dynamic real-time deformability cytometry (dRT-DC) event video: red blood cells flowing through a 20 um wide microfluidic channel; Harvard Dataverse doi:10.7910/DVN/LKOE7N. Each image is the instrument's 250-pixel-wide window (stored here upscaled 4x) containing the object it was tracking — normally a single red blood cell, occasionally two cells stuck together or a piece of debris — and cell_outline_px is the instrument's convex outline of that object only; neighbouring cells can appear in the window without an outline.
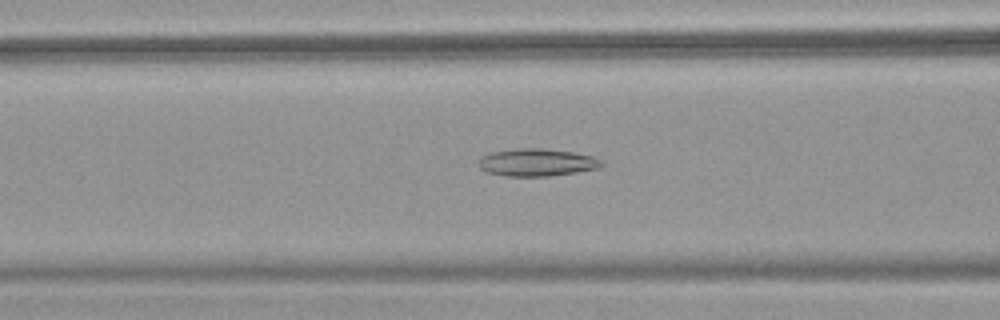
{"species": "common noctule bat (a hibernating species)", "species_latin": "Nyctalus noctula", "temperature_condition": "warm", "stored_images_in_passage": 38, "camera_frame_rate_fps": 3000, "um_per_image_px": 0.085, "animal": {"sex": "female", "body_mass_g": 18.4}, "frame": {"image": 1, "passage_image": 12, "time_ms": 3.667, "image_size_px": [1000, 320], "cell_outline_px": [[604, 164], [600, 168], [576, 172], [548, 176], [504, 176], [484, 172], [480, 168], [480, 156], [492, 152], [516, 148], [544, 148], [572, 152], [592, 156], [600, 160]], "centroid_in_image_um": [45.61, 13.8], "position_along_channel_um": 121.0, "area_um2": 19.77}}
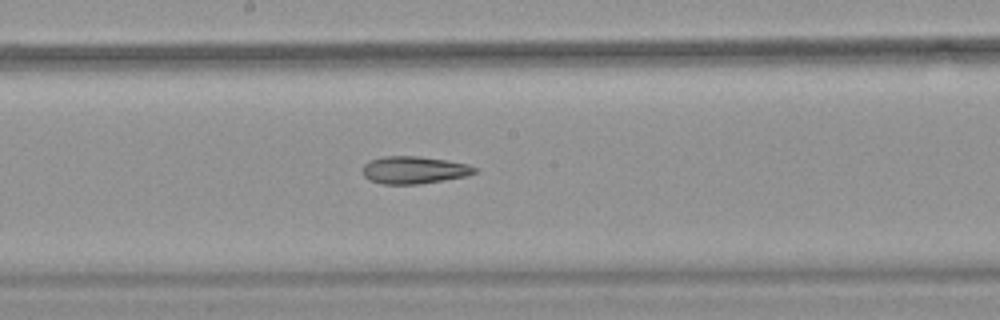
{"frame": {"image": 2, "passage_image": 19, "time_ms": 6.0, "image_size_px": [1000, 320], "cell_outline_px": [[476, 172], [468, 176], [420, 184], [384, 184], [368, 180], [364, 176], [360, 168], [368, 160], [384, 156], [420, 156], [448, 160], [468, 164], [476, 168]], "centroid_in_image_um": [35.16, 14.44], "position_along_channel_um": 213.0, "area_um2": 18.21}}
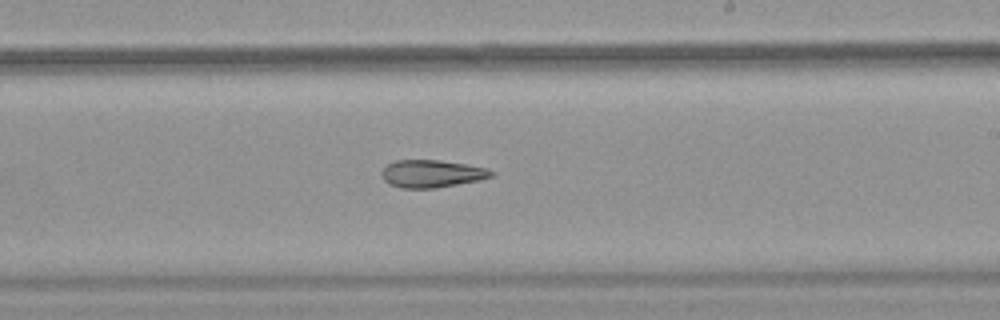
{"frame": {"image": 3, "passage_image": 22, "time_ms": 7.0, "image_size_px": [1000, 320], "cell_outline_px": [[496, 172], [492, 176], [480, 180], [432, 188], [400, 188], [388, 184], [384, 180], [384, 168], [388, 164], [396, 160], [440, 160], [488, 168]], "centroid_in_image_um": [36.73, 14.76], "position_along_channel_um": 252.3, "area_um2": 17.4}, "authors_computed_cell_mechanics": {"area_um2": 18.9584, "velocity_mm_per_s": 3.9551, "shape_relaxation_time_tau1_ms": null, "shape_relaxation_time_tau2_ms": 9.5416, "deformation_change_tau1": null, "deformation_change_tau2": 0.2182}}